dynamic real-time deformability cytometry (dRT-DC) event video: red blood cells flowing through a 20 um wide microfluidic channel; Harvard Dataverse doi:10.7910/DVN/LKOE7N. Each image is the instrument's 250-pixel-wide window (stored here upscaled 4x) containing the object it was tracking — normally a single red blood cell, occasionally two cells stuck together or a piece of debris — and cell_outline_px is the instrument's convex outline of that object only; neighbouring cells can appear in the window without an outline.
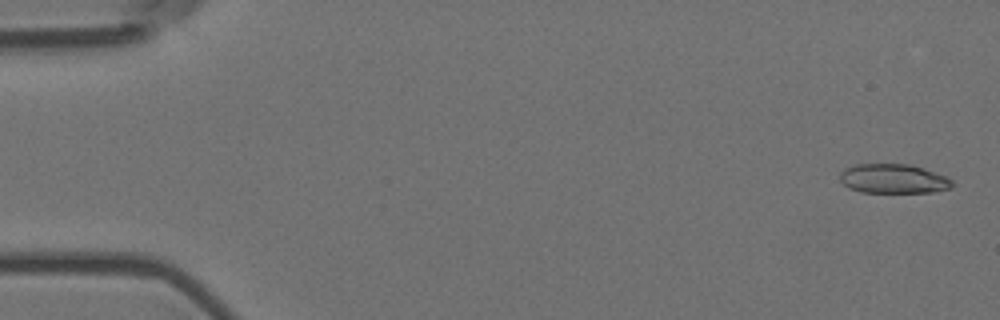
{"species": "Egyptian fruit bat (a non-hibernating species)", "species_latin": "Rousettus aegyptiacus", "temperature_condition": "room temperature", "stored_images_in_passage": 56, "camera_frame_rate_fps": 3000, "um_per_image_px": 0.085, "animal": {"sex": "female"}, "frame": {"image": 1, "passage_image": 2, "time_ms": 0.333, "image_size_px": [1000, 320], "cell_outline_px": [[952, 188], [932, 192], [860, 192], [848, 188], [840, 180], [840, 172], [844, 168], [856, 164], [908, 164], [944, 176], [952, 180]], "centroid_in_image_um": [75.88, 15.2], "position_along_channel_um": 9.1, "area_um2": 19.02}}
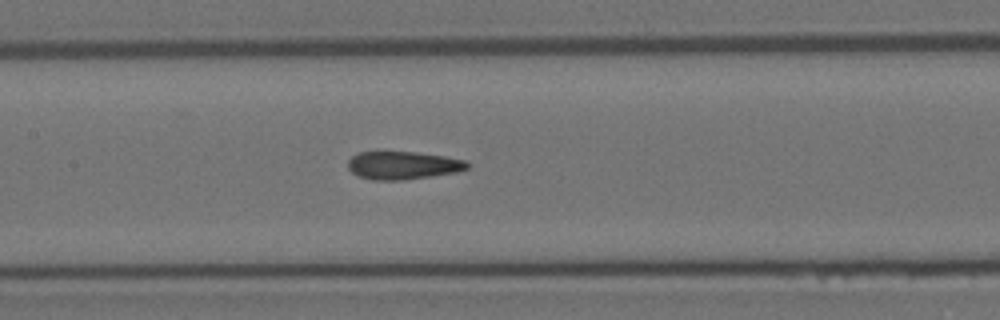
{"frame": {"image": 2, "passage_image": 27, "time_ms": 8.667, "image_size_px": [1000, 320], "cell_outline_px": [[468, 168], [456, 172], [432, 176], [400, 180], [372, 180], [360, 176], [352, 172], [348, 168], [348, 160], [352, 156], [360, 152], [416, 152], [444, 156], [464, 160], [468, 164]], "centroid_in_image_um": [34.23, 14.05], "position_along_channel_um": 173.2, "area_um2": 19.25}}
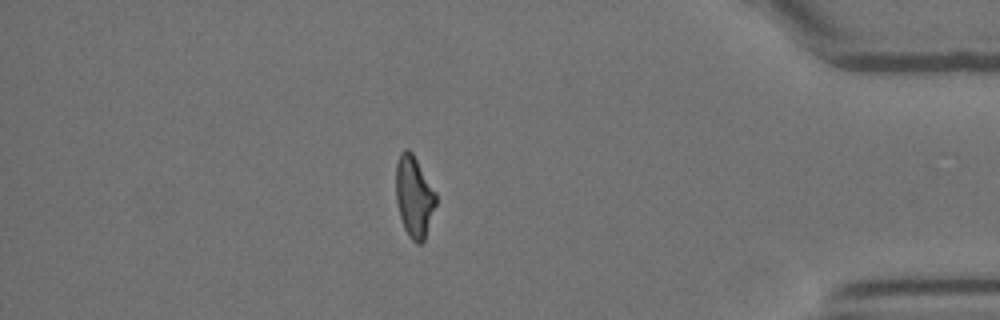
{"frame": {"image": 3, "passage_image": 49, "time_ms": 16.0, "image_size_px": [1000, 320], "cell_outline_px": [[436, 204], [424, 240], [420, 244], [416, 244], [408, 236], [404, 228], [400, 216], [396, 200], [396, 164], [400, 152], [404, 148], [408, 148], [412, 152], [436, 192]], "centroid_in_image_um": [35.19, 16.7], "position_along_channel_um": 400.0, "area_um2": 18.96}, "authors_computed_cell_mechanics": {"area_um2": 19.5942, "velocity_mm_per_s": 3.6019, "shape_relaxation_time_tau1_ms": null, "shape_relaxation_time_tau2_ms": 2.0776, "deformation_change_tau1": null, "deformation_change_tau2": 0.1182}}